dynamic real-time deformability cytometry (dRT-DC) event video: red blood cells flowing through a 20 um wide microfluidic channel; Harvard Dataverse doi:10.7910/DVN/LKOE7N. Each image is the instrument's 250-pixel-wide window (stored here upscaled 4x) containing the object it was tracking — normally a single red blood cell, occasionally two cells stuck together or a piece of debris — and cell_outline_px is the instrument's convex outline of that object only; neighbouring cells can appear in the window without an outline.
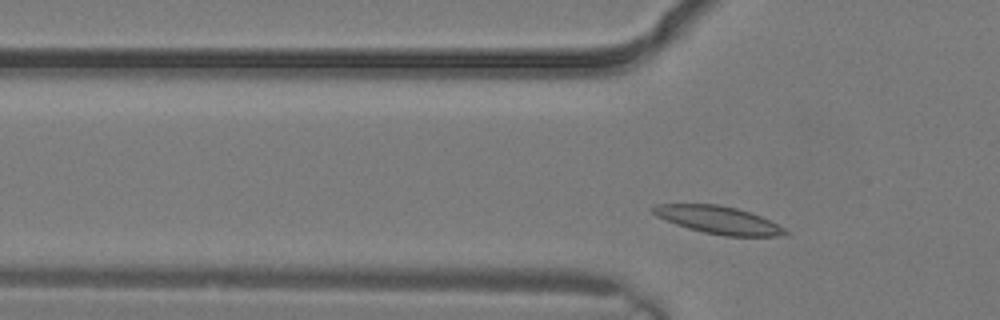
{"species": "common noctule bat (a hibernating species)", "species_latin": "Nyctalus noctula", "temperature_condition": "warm", "stored_images_in_passage": 4, "camera_frame_rate_fps": 3000, "um_per_image_px": 0.085, "animal": {"sex": "male", "body_mass_g": 19.2, "forearm_length_mm": 51.8}, "frame": {"image": 1, "passage_image": 4, "time_ms": 1.0, "image_size_px": [1000, 320], "cell_outline_px": [[788, 236], [724, 236], [704, 232], [688, 228], [676, 224], [656, 216], [652, 212], [652, 208], [656, 204], [716, 204], [736, 208], [752, 212], [784, 228], [788, 232]], "centroid_in_image_um": [61.07, 18.7], "position_along_channel_um": 64.7, "area_um2": 21.15}}